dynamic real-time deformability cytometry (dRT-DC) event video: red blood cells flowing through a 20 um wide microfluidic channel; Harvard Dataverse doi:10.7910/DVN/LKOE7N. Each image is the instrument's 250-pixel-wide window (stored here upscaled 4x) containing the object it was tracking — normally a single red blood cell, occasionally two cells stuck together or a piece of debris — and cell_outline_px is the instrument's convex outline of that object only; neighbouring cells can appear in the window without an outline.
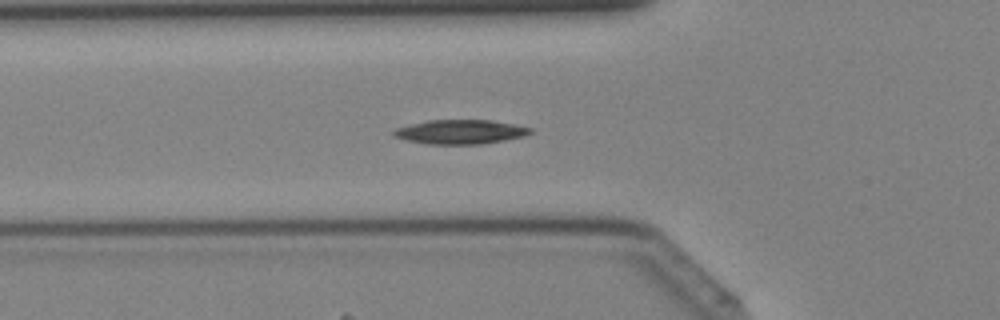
{"species": "Egyptian fruit bat (a non-hibernating species)", "species_latin": "Rousettus aegyptiacus", "temperature_condition": "cold", "stored_images_in_passage": 41, "camera_frame_rate_fps": 3000, "um_per_image_px": 0.085, "animal": {"sex": "female"}, "frame": {"image": 1, "passage_image": 14, "time_ms": 4.333, "image_size_px": [1000, 320], "cell_outline_px": [[532, 132], [524, 136], [504, 140], [480, 144], [428, 144], [408, 140], [392, 136], [392, 132], [396, 128], [408, 124], [428, 120], [492, 120], [516, 124], [532, 128]], "centroid_in_image_um": [39.12, 11.2], "position_along_channel_um": 86.7, "area_um2": 19.36}}
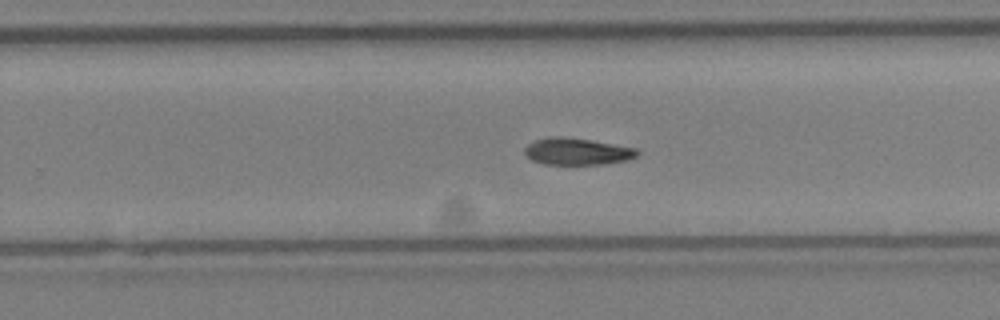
{"frame": {"image": 2, "passage_image": 26, "time_ms": 8.333, "image_size_px": [1000, 320], "cell_outline_px": [[640, 152], [636, 156], [628, 160], [600, 164], [544, 164], [532, 160], [524, 152], [524, 148], [528, 144], [536, 140], [548, 136], [564, 136], [592, 140], [636, 148]], "centroid_in_image_um": [49.05, 12.86], "position_along_channel_um": 280.8, "area_um2": 17.63}}
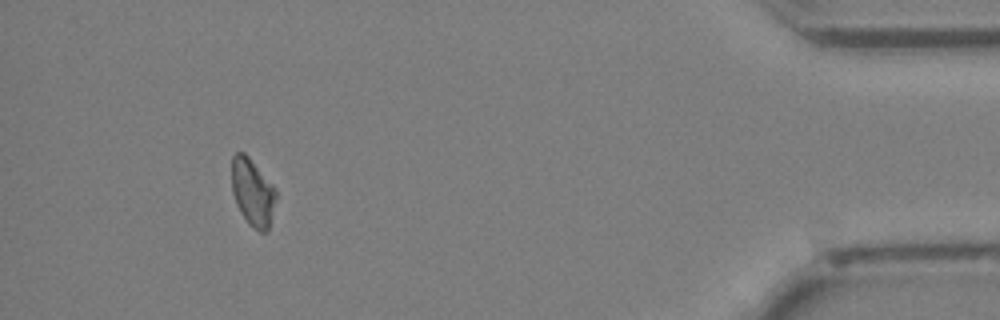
{"frame": {"image": 3, "passage_image": 38, "time_ms": 12.333, "image_size_px": [1000, 320], "cell_outline_px": [[276, 200], [268, 232], [260, 232], [248, 224], [240, 212], [236, 204], [232, 192], [232, 156], [236, 152], [244, 152], [248, 156], [276, 188]], "centroid_in_image_um": [21.48, 16.36], "position_along_channel_um": 413.7, "area_um2": 17.51}}